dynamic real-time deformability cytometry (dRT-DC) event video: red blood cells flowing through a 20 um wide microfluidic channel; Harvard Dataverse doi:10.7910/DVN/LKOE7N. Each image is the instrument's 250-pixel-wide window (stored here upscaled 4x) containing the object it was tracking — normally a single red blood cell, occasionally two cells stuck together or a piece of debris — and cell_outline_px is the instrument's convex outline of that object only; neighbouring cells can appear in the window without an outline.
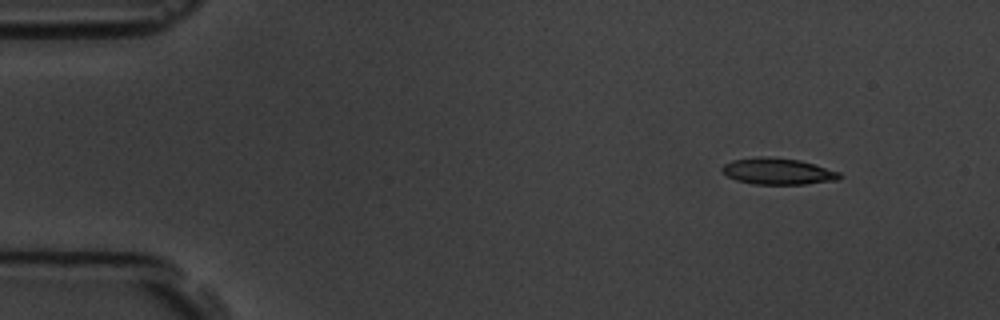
{"species": "common noctule bat (a hibernating species)", "species_latin": "Nyctalus noctula", "temperature_condition": "room temperature", "stored_images_in_passage": 4, "camera_frame_rate_fps": 3000, "um_per_image_px": 0.085, "animal": {"sex": "male", "body_mass_g": 19.5, "forearm_length_mm": 54.6}, "frame": {"image": 1, "passage_image": 1, "time_ms": 0.0, "image_size_px": [1000, 320], "cell_outline_px": [[840, 176], [836, 180], [804, 184], [752, 184], [736, 180], [728, 176], [720, 168], [724, 164], [732, 160], [756, 156], [772, 156], [800, 160], [840, 172]], "centroid_in_image_um": [66.07, 14.55], "position_along_channel_um": 18.9, "area_um2": 18.09}}
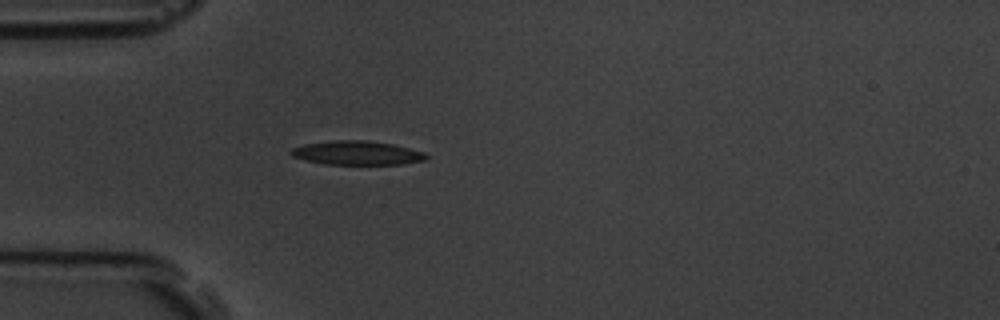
{"frame": {"image": 2, "passage_image": 4, "time_ms": 3.333, "image_size_px": [1000, 320], "cell_outline_px": [[428, 156], [424, 160], [404, 164], [324, 164], [304, 160], [292, 156], [288, 152], [292, 148], [304, 144], [336, 140], [368, 140], [392, 144], [424, 152]], "centroid_in_image_um": [30.31, 13.0], "position_along_channel_um": 54.7, "area_um2": 18.84}}